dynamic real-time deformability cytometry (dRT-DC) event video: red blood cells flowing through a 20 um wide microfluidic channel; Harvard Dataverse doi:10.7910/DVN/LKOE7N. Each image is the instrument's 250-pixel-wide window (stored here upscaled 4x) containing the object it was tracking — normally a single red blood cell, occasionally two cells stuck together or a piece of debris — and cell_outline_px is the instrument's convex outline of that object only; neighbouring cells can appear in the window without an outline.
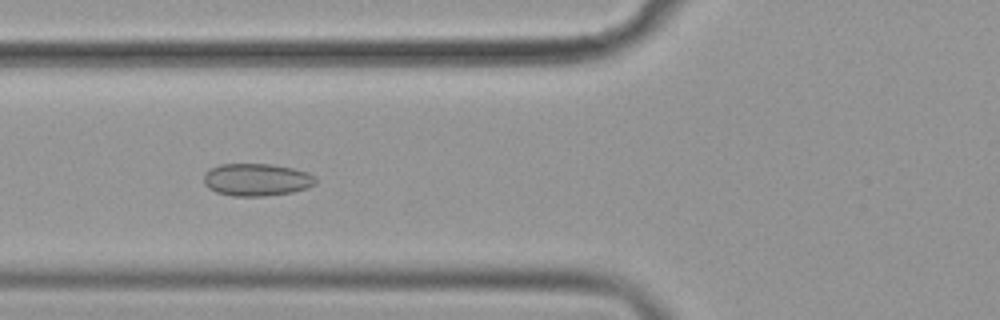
{"species": "common noctule bat (a hibernating species)", "species_latin": "Nyctalus noctula", "temperature_condition": "cold", "stored_images_in_passage": 56, "camera_frame_rate_fps": 3000, "um_per_image_px": 0.085, "animal": {"sex": "female", "body_mass_g": 19.9}, "frame": {"image": 1, "passage_image": 22, "time_ms": 7.0, "image_size_px": [1000, 320], "cell_outline_px": [[316, 184], [308, 188], [292, 192], [264, 196], [232, 196], [216, 192], [208, 188], [204, 184], [204, 172], [220, 164], [272, 164], [292, 168], [308, 172], [316, 176]], "centroid_in_image_um": [21.83, 15.27], "position_along_channel_um": 104.0, "area_um2": 21.33}}
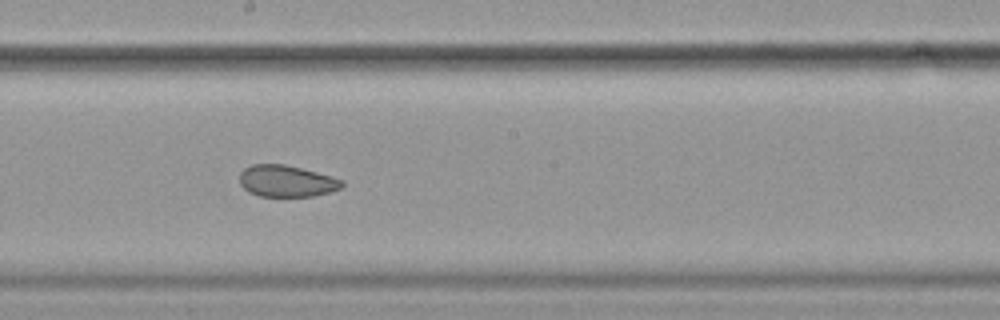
{"frame": {"image": 2, "passage_image": 32, "time_ms": 10.333, "image_size_px": [1000, 320], "cell_outline_px": [[344, 184], [340, 188], [332, 192], [312, 196], [260, 196], [248, 192], [240, 184], [240, 172], [244, 168], [252, 164], [284, 164], [332, 176], [344, 180]], "centroid_in_image_um": [24.36, 15.39], "position_along_channel_um": 223.8, "area_um2": 18.9}}
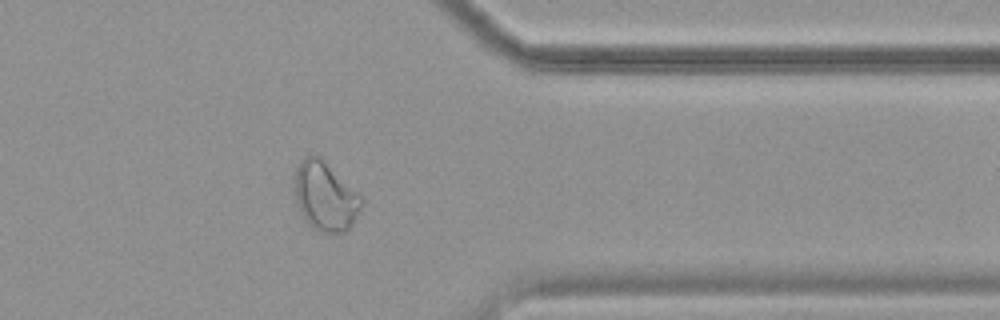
{"frame": {"image": 3, "passage_image": 46, "time_ms": 15.0, "image_size_px": [1000, 320], "cell_outline_px": [[364, 204], [352, 224], [344, 232], [324, 232], [312, 228], [304, 220], [300, 212], [296, 200], [296, 168], [300, 160], [308, 156], [320, 156], [364, 200]], "centroid_in_image_um": [27.65, 16.71], "position_along_channel_um": 383.8, "area_um2": 26.36}, "authors_computed_cell_mechanics": {"area_um2": 23.1489, "velocity_mm_per_s": 3.6003, "shape_relaxation_time_tau1_ms": null, "shape_relaxation_time_tau2_ms": 1.7196, "deformation_change_tau1": null, "deformation_change_tau2": 0.0545}}